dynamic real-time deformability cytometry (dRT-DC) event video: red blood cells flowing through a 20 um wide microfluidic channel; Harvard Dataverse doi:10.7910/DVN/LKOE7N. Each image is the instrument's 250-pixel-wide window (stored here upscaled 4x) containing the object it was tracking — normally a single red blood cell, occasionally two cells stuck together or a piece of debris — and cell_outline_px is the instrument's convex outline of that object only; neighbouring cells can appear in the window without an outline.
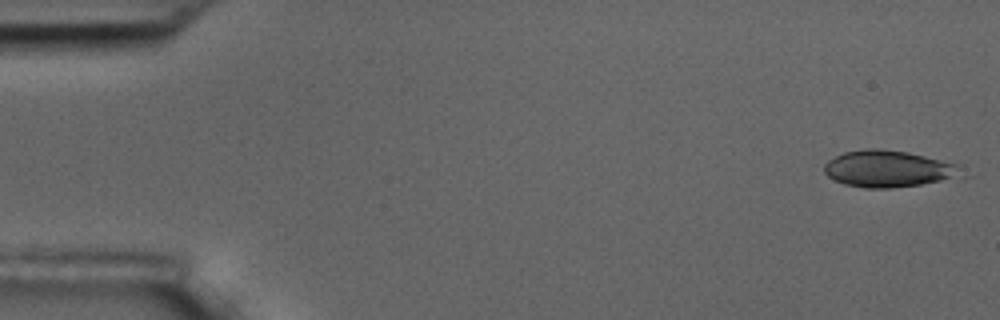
{"species": "common noctule bat (a hibernating species)", "species_latin": "Nyctalus noctula", "temperature_condition": "room temperature", "stored_images_in_passage": 5, "camera_frame_rate_fps": 3000, "um_per_image_px": 0.085, "animal": {"sex": "male", "body_mass_g": 17.5, "forearm_length_mm": 52.3}, "frame": {"image": 1, "passage_image": 1, "time_ms": 0.0, "image_size_px": [1000, 320], "cell_outline_px": [[972, 176], [920, 184], [892, 188], [864, 188], [844, 184], [828, 176], [824, 172], [824, 164], [828, 160], [844, 152], [864, 148], [880, 148], [908, 152], [956, 164]], "centroid_in_image_um": [75.57, 14.35], "position_along_channel_um": 9.4, "area_um2": 29.71}}
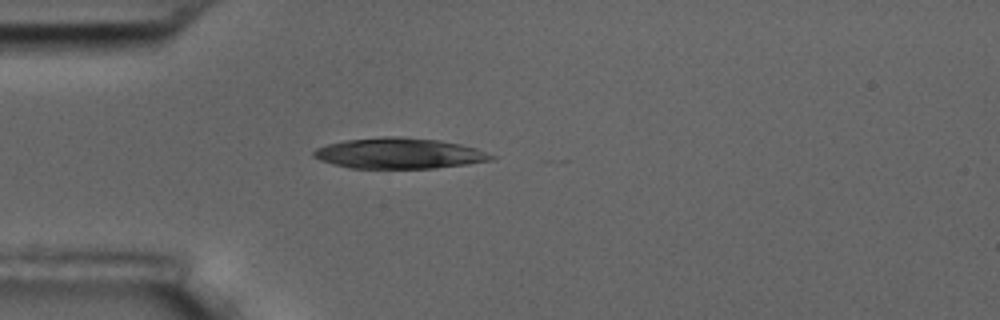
{"frame": {"image": 2, "passage_image": 5, "time_ms": 4.667, "image_size_px": [1000, 320], "cell_outline_px": [[496, 156], [492, 160], [468, 164], [436, 168], [348, 168], [332, 164], [320, 160], [312, 156], [312, 152], [316, 148], [328, 144], [344, 140], [384, 136], [400, 136], [440, 140], [460, 144], [476, 148]], "centroid_in_image_um": [33.91, 13.03], "position_along_channel_um": 51.1, "area_um2": 31.96}}